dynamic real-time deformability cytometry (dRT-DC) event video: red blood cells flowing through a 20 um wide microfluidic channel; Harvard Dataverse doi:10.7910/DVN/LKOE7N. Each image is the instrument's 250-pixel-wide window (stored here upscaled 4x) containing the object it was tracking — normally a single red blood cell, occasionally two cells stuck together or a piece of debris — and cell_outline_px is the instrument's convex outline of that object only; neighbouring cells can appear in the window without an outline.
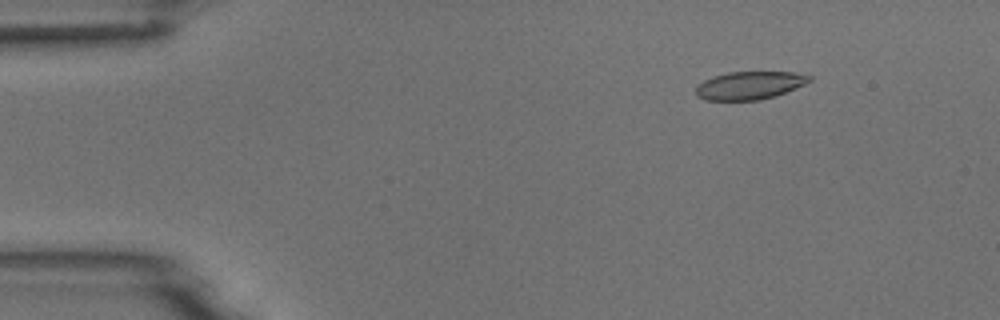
{"species": "common noctule bat (a hibernating species)", "species_latin": "Nyctalus noctula", "temperature_condition": "room temperature", "stored_images_in_passage": 54, "camera_frame_rate_fps": 3000, "um_per_image_px": 0.085, "animal": {"sex": "male", "body_mass_g": 18.8}, "frame": {"image": 1, "passage_image": 7, "time_ms": 2.0, "image_size_px": [1000, 320], "cell_outline_px": [[812, 80], [796, 88], [760, 100], [704, 100], [696, 96], [696, 88], [704, 80], [712, 76], [728, 72], [796, 72], [812, 76]], "centroid_in_image_um": [63.7, 7.25], "position_along_channel_um": 21.3, "area_um2": 18.44}}
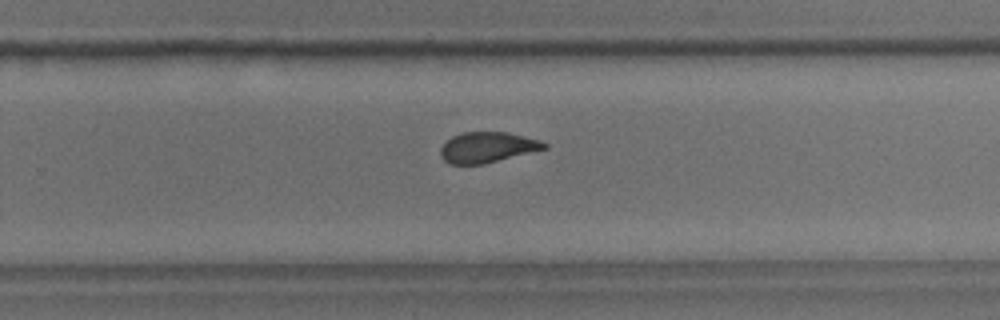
{"frame": {"image": 2, "passage_image": 35, "time_ms": 11.333, "image_size_px": [1000, 320], "cell_outline_px": [[548, 148], [484, 164], [448, 164], [440, 156], [440, 148], [452, 136], [460, 132], [508, 132], [540, 140], [548, 144]], "centroid_in_image_um": [41.42, 12.52], "position_along_channel_um": 288.4, "area_um2": 18.55}}
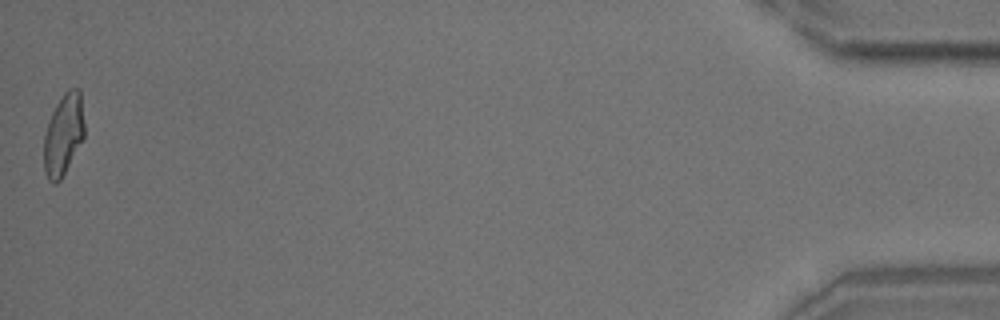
{"frame": {"image": 3, "passage_image": 54, "time_ms": 17.667, "image_size_px": [1000, 320], "cell_outline_px": [[84, 136], [60, 180], [56, 184], [52, 184], [48, 180], [44, 172], [44, 136], [48, 120], [56, 104], [64, 92], [68, 88], [80, 88], [84, 124]], "centroid_in_image_um": [5.37, 11.42], "position_along_channel_um": 429.8, "area_um2": 19.19}, "authors_computed_cell_mechanics": {"area_um2": 19.5364, "velocity_mm_per_s": 3.7181, "shape_relaxation_time_tau1_ms": 8.6739, "shape_relaxation_time_tau2_ms": 1.2591, "deformation_change_tau1": 0.2398, "deformation_change_tau2": 0.0805}}